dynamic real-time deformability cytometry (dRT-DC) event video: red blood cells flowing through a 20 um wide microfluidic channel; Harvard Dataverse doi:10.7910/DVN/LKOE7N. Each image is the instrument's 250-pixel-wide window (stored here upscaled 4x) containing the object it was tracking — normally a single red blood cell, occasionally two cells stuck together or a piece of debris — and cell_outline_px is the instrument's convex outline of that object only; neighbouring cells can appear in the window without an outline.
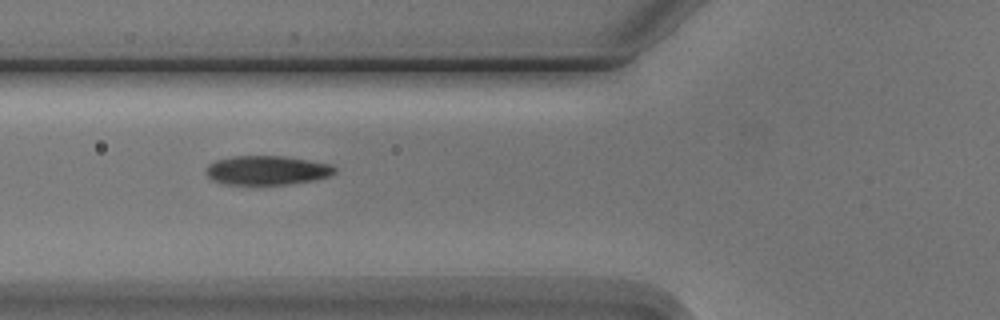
{"species": "Egyptian fruit bat (a non-hibernating species)", "species_latin": "Rousettus aegyptiacus", "temperature_condition": "cold", "stored_images_in_passage": 3, "camera_frame_rate_fps": 3000, "um_per_image_px": 0.085, "animal": {"sex": "male"}, "frame": {"image": 1, "passage_image": 3, "time_ms": 2.333, "image_size_px": [1000, 320], "cell_outline_px": [[336, 172], [328, 176], [316, 180], [288, 184], [224, 184], [212, 180], [204, 172], [208, 164], [216, 160], [232, 156], [284, 156], [328, 164], [336, 168]], "centroid_in_image_um": [22.65, 14.47], "position_along_channel_um": 103.2, "area_um2": 21.79}}